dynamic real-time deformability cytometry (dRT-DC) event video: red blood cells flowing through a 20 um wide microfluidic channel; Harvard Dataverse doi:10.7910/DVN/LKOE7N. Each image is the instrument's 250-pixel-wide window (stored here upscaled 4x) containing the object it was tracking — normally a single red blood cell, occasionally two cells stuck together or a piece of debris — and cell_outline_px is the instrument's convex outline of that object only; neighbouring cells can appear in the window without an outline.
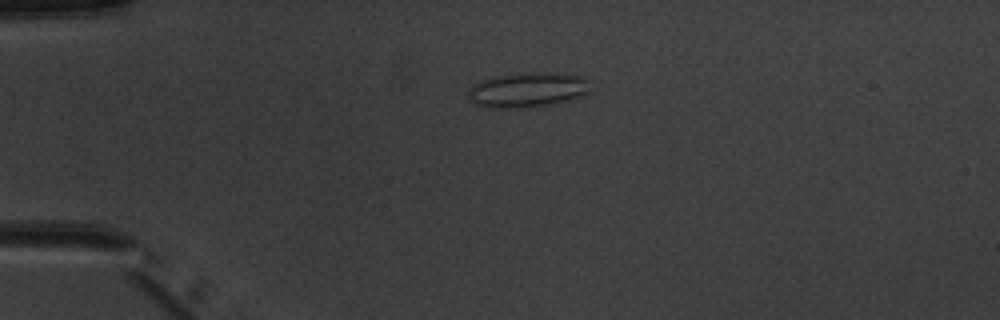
{"species": "common noctule bat (a hibernating species)", "species_latin": "Nyctalus noctula", "temperature_condition": "warm", "stored_images_in_passage": 6, "camera_frame_rate_fps": 3000, "um_per_image_px": 0.085, "animal": {"sex": "male", "body_mass_g": 20.1, "forearm_length_mm": 53.5}, "frame": {"image": 1, "passage_image": 4, "time_ms": 3.667, "image_size_px": [1000, 320], "cell_outline_px": [[592, 80], [588, 92], [580, 96], [568, 100], [548, 104], [512, 108], [488, 108], [476, 104], [468, 100], [468, 88], [472, 84], [492, 76], [520, 72], [548, 72], [580, 76]], "centroid_in_image_um": [44.8, 7.61], "position_along_channel_um": 40.2, "area_um2": 25.09}}
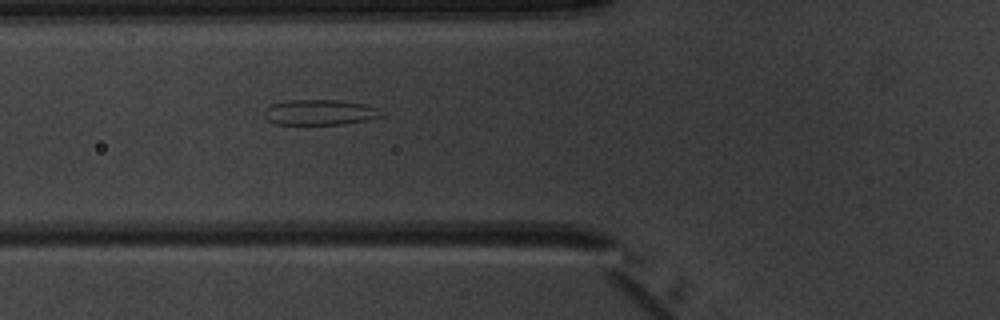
{"frame": {"image": 2, "passage_image": 6, "time_ms": 6.0, "image_size_px": [1000, 320], "cell_outline_px": [[384, 116], [368, 120], [344, 124], [276, 124], [268, 120], [264, 116], [264, 108], [272, 104], [288, 100], [336, 100], [364, 104], [380, 108]], "centroid_in_image_um": [27.2, 9.55], "position_along_channel_um": 98.6, "area_um2": 17.46}}